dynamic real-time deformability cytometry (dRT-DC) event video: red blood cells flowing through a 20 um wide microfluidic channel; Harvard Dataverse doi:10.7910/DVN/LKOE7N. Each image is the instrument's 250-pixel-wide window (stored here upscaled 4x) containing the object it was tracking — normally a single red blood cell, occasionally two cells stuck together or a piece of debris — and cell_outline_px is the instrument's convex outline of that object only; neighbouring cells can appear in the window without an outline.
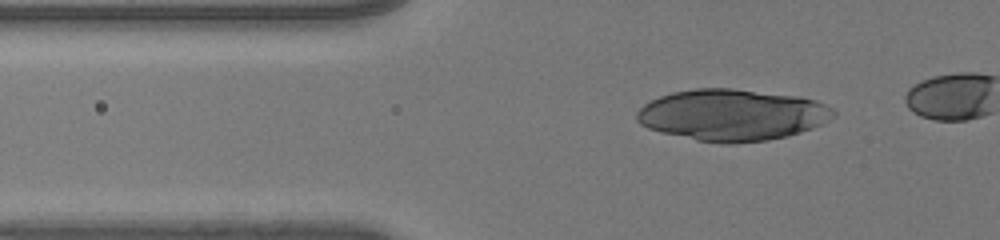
{"species": "human", "species_latin": "Homo sapiens", "temperature_condition": "room temperature", "stored_images_in_passage": 50, "camera_frame_rate_fps": 3000, "um_per_image_px": 0.085, "donor": {"sex": "male"}, "frame": {"image": 1, "passage_image": 20, "time_ms": 6.333, "image_size_px": [1000, 240], "cell_outline_px": [[836, 116], [812, 128], [788, 136], [768, 140], [732, 144], [720, 144], [696, 140], [660, 132], [648, 128], [640, 124], [636, 120], [636, 112], [644, 104], [660, 96], [672, 92], [696, 88], [732, 88], [800, 96], [816, 100], [832, 108], [836, 112]], "centroid_in_image_um": [62.23, 9.77], "position_along_channel_um": 63.6, "area_um2": 59.3}}